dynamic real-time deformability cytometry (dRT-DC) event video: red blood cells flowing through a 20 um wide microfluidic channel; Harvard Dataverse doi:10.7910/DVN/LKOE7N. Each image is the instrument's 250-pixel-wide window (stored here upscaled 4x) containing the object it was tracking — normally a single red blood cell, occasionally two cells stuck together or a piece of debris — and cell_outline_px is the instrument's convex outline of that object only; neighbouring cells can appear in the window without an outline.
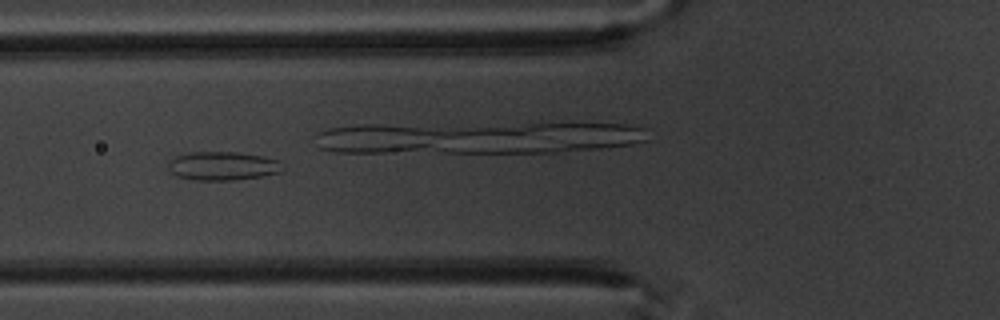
{"species": "common noctule bat (a hibernating species)", "species_latin": "Nyctalus noctula", "temperature_condition": "warm", "stored_images_in_passage": 14, "camera_frame_rate_fps": 3000, "um_per_image_px": 0.085, "animal": {"sex": "male", "body_mass_g": 20.1, "forearm_length_mm": 53.5}, "frame": {"image": 1, "passage_image": 5, "time_ms": 4.667, "image_size_px": [1000, 320], "cell_outline_px": [[284, 172], [264, 176], [232, 180], [196, 180], [176, 176], [168, 168], [168, 164], [176, 156], [188, 152], [240, 152], [264, 156], [280, 160]], "centroid_in_image_um": [18.99, 14.1], "position_along_channel_um": 106.8, "area_um2": 19.31}}
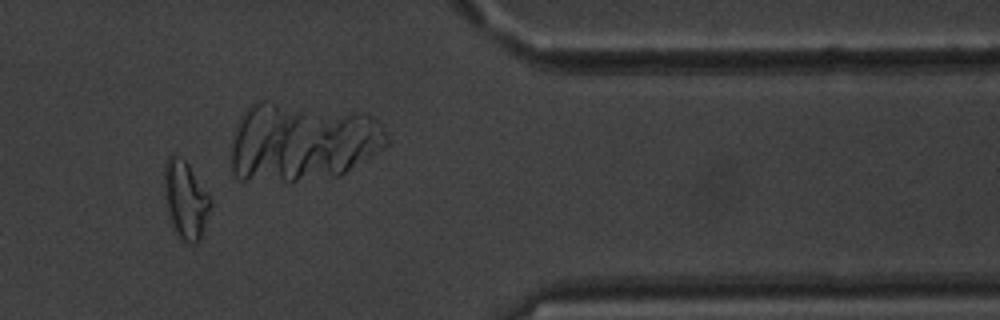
{"frame": {"image": 2, "passage_image": 12, "time_ms": 13.0, "image_size_px": [1000, 320], "cell_outline_px": [[212, 204], [200, 240], [196, 244], [192, 244], [184, 240], [176, 232], [168, 216], [164, 192], [164, 164], [168, 156], [176, 156], [184, 160], [188, 164], [208, 192], [212, 200]], "centroid_in_image_um": [15.78, 16.98], "position_along_channel_um": 395.6, "area_um2": 20.92}}